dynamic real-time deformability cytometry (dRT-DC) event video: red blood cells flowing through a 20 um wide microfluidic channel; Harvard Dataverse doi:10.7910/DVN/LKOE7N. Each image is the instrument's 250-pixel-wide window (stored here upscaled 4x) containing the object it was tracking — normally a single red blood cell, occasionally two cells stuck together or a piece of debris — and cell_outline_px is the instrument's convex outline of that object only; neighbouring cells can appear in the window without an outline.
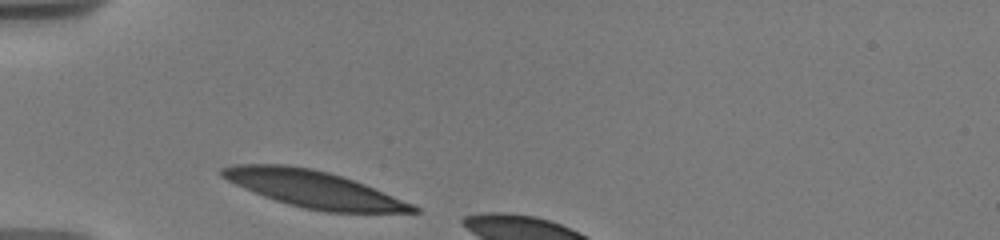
{"species": "human", "species_latin": "Homo sapiens", "temperature_condition": "warm", "stored_images_in_passage": 4, "camera_frame_rate_fps": 3000, "um_per_image_px": 0.085, "donor": {"sex": "male"}, "frame": {"image": 1, "passage_image": 1, "time_ms": 0.0, "image_size_px": [1000, 240], "cell_outline_px": [[420, 212], [324, 212], [304, 208], [288, 204], [264, 196], [244, 188], [220, 176], [220, 168], [236, 164], [288, 164], [312, 168], [328, 172], [364, 184], [412, 204], [420, 208]], "centroid_in_image_um": [26.62, 16.06], "position_along_channel_um": 58.4, "area_um2": 40.46}}